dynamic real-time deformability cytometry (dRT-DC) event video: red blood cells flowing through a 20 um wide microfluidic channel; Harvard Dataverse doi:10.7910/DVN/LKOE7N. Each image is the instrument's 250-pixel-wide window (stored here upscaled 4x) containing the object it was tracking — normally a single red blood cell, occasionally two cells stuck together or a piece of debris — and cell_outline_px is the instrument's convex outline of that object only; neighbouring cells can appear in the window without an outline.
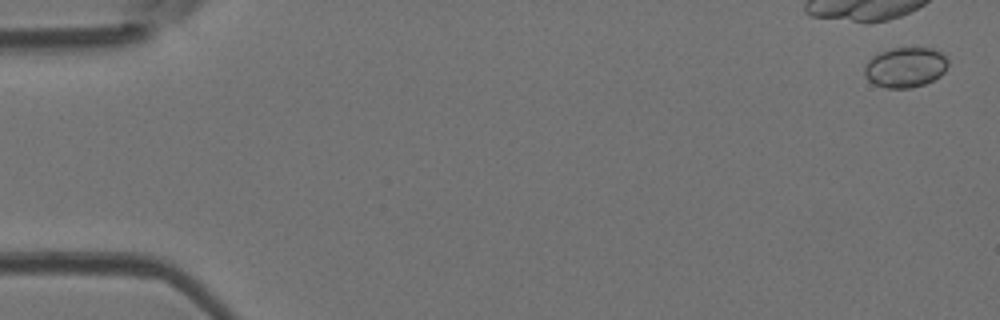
{"species": "Egyptian fruit bat (a non-hibernating species)", "species_latin": "Rousettus aegyptiacus", "temperature_condition": "room temperature", "stored_images_in_passage": 17, "camera_frame_rate_fps": 3000, "um_per_image_px": 0.085, "animal": {"sex": "female"}, "frame": {"image": 1, "passage_image": 1, "time_ms": 0.0, "image_size_px": [1000, 320], "cell_outline_px": [[948, 64], [944, 72], [940, 76], [924, 84], [912, 88], [884, 88], [868, 80], [864, 72], [864, 68], [868, 60], [872, 56], [880, 52], [892, 48], [932, 48], [940, 52], [948, 60]], "centroid_in_image_um": [76.95, 5.72], "position_along_channel_um": 8.1, "area_um2": 19.54}}